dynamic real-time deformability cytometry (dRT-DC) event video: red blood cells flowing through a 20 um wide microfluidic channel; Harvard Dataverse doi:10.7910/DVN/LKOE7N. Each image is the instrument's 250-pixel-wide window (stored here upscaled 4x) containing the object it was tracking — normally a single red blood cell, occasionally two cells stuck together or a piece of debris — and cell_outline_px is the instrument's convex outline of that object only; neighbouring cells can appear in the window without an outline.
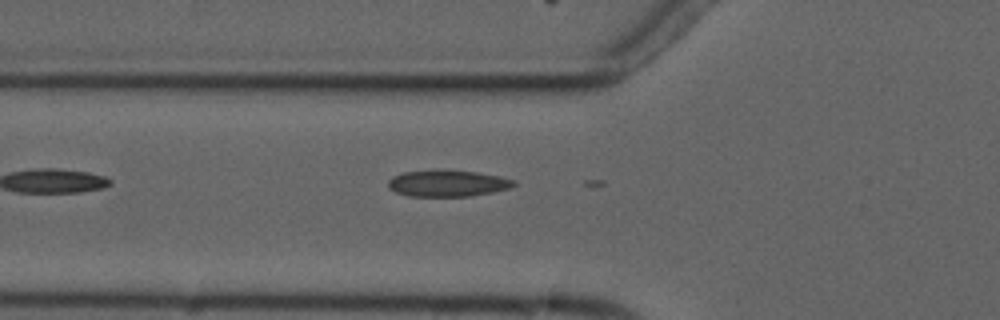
{"species": "common noctule bat (a hibernating species)", "species_latin": "Nyctalus noctula", "temperature_condition": "cold", "stored_images_in_passage": 4, "camera_frame_rate_fps": 3000, "um_per_image_px": 0.085, "animal": {"sex": "male", "forearm_length_mm": 52.5}, "frame": {"image": 1, "passage_image": 4, "time_ms": 3.667, "image_size_px": [1000, 320], "cell_outline_px": [[516, 184], [508, 188], [492, 192], [468, 196], [408, 196], [396, 192], [388, 188], [388, 180], [392, 176], [404, 172], [476, 172], [500, 176], [512, 180]], "centroid_in_image_um": [38.01, 15.62], "position_along_channel_um": 87.8, "area_um2": 18.55}}